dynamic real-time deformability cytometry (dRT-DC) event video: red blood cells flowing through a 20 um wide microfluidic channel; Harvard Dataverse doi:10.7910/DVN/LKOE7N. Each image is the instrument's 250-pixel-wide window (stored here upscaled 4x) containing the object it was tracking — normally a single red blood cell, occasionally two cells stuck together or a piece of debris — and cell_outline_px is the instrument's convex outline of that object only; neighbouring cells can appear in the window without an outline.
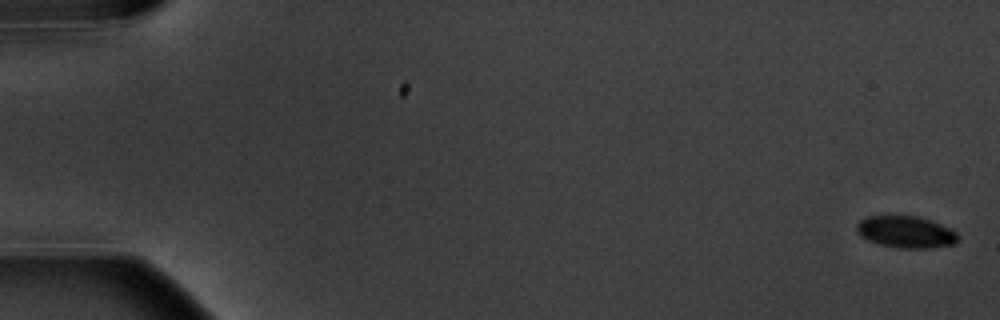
{"species": "common noctule bat (a hibernating species)", "species_latin": "Nyctalus noctula", "temperature_condition": "warm", "stored_images_in_passage": 7, "camera_frame_rate_fps": 3000, "um_per_image_px": 0.085, "animal": {"sex": "male", "body_mass_g": 20.1, "forearm_length_mm": 53.5}, "frame": {"image": 1, "passage_image": 1, "time_ms": 0.0, "image_size_px": [1000, 320], "cell_outline_px": [[960, 236], [956, 244], [928, 248], [900, 248], [880, 244], [868, 240], [860, 236], [856, 232], [856, 224], [860, 220], [868, 216], [916, 216], [940, 224], [956, 232]], "centroid_in_image_um": [76.99, 19.72], "position_along_channel_um": 8.0, "area_um2": 18.73}}